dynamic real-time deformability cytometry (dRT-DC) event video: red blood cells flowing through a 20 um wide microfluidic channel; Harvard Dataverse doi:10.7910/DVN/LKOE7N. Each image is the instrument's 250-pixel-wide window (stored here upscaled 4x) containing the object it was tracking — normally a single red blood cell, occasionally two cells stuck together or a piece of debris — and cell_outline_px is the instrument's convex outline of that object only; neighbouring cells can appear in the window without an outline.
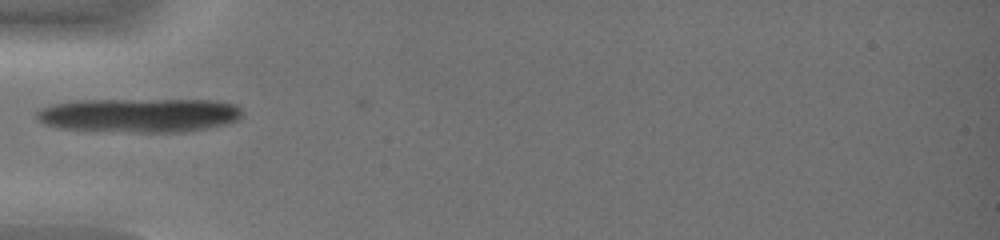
{"species": "common noctule bat (a hibernating species)", "species_latin": "Nyctalus noctula", "temperature_condition": "warm", "stored_images_in_passage": 5, "camera_frame_rate_fps": 3000, "um_per_image_px": 0.085, "animal": {"sex": "female", "body_mass_g": 19.0, "forearm_length_mm": 51.5}, "frame": {"image": 1, "passage_image": 4, "time_ms": 1.0, "image_size_px": [1000, 240], "cell_outline_px": [[244, 112], [240, 120], [212, 128], [184, 132], [92, 132], [56, 128], [44, 124], [36, 120], [36, 112], [44, 108], [56, 104], [84, 100], [216, 100], [236, 104]], "centroid_in_image_um": [11.88, 9.82], "position_along_channel_um": 73.1, "area_um2": 41.73}}